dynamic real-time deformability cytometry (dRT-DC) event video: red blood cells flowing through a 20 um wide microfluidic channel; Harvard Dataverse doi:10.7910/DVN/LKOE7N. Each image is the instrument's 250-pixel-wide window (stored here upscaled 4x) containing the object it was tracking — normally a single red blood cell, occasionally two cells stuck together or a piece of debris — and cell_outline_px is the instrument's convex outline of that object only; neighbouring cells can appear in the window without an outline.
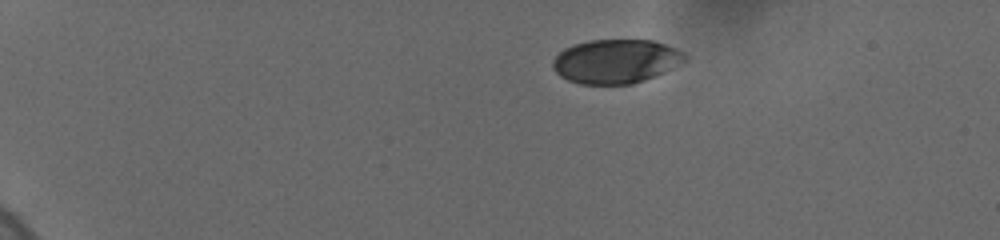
{"species": "human", "species_latin": "Homo sapiens", "temperature_condition": "cold", "stored_images_in_passage": 43, "camera_frame_rate_fps": 3000, "um_per_image_px": 0.085, "donor": {"sex": "female"}, "frame": {"image": 1, "passage_image": 1, "time_ms": 0.0, "image_size_px": [1000, 240], "cell_outline_px": [[688, 60], [664, 72], [644, 80], [632, 84], [580, 84], [568, 80], [560, 76], [552, 68], [552, 60], [564, 48], [572, 44], [588, 40], [652, 40], [676, 48], [684, 52], [688, 56]], "centroid_in_image_um": [52.35, 5.2], "position_along_channel_um": 32.7, "area_um2": 34.1}}
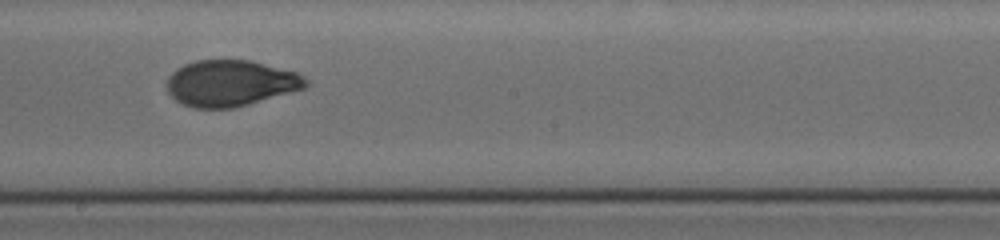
{"frame": {"image": 2, "passage_image": 23, "time_ms": 8.0, "image_size_px": [1000, 240], "cell_outline_px": [[308, 84], [304, 88], [232, 108], [196, 108], [184, 104], [176, 100], [168, 92], [168, 76], [176, 68], [184, 64], [196, 60], [248, 60], [296, 72], [304, 76], [308, 80]], "centroid_in_image_um": [19.57, 7.06], "position_along_channel_um": 228.6, "area_um2": 36.88}}
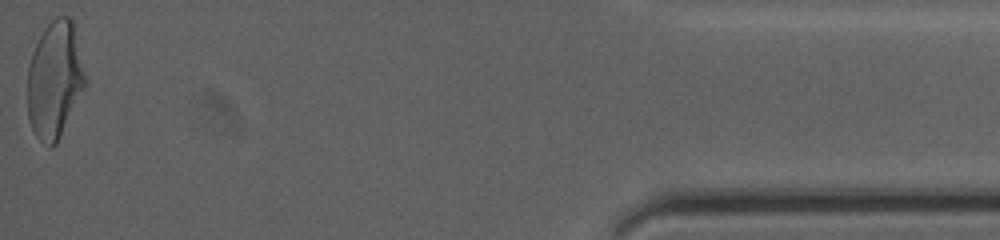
{"frame": {"image": 3, "passage_image": 43, "time_ms": 15.333, "image_size_px": [1000, 240], "cell_outline_px": [[88, 84], [56, 144], [52, 148], [48, 148], [36, 136], [32, 128], [28, 116], [28, 68], [32, 52], [44, 28], [56, 16], [72, 16], [88, 80]], "centroid_in_image_um": [4.69, 6.78], "position_along_channel_um": 430.5, "area_um2": 40.0}, "authors_computed_cell_mechanics": {"area_um2": 37.1654, "velocity_mm_per_s": 3.6834, "shape_relaxation_time_tau1_ms": 5.0524, "shape_relaxation_time_tau2_ms": 0.9791, "deformation_change_tau1": 0.1843, "deformation_change_tau2": 0.055}}